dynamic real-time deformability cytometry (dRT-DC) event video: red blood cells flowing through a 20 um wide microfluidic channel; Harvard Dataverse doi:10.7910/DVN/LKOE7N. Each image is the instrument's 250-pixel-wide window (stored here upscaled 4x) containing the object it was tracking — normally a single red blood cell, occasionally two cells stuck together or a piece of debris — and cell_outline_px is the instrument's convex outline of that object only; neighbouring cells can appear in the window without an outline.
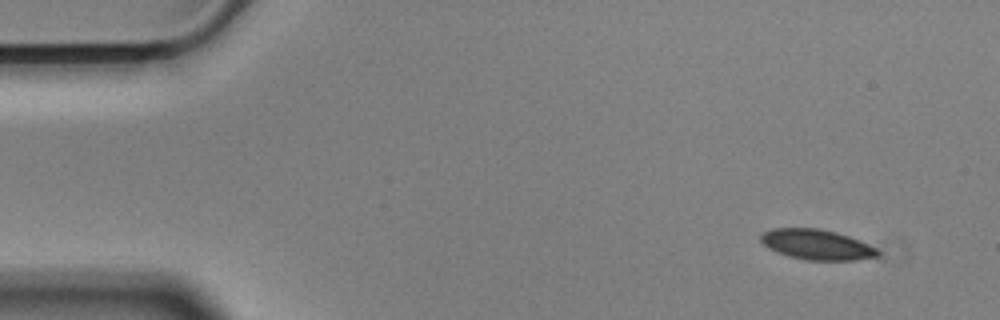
{"species": "Egyptian fruit bat (a non-hibernating species)", "species_latin": "Rousettus aegyptiacus", "temperature_condition": "cold", "stored_images_in_passage": 53, "camera_frame_rate_fps": 3000, "um_per_image_px": 0.085, "animal": {"sex": "male"}, "frame": {"image": 1, "passage_image": 1, "time_ms": 0.0, "image_size_px": [1000, 320], "cell_outline_px": [[880, 252], [876, 256], [856, 260], [804, 260], [788, 256], [776, 252], [768, 248], [760, 240], [760, 232], [772, 228], [820, 228], [836, 232], [860, 240], [876, 248]], "centroid_in_image_um": [69.37, 20.78], "position_along_channel_um": 15.6, "area_um2": 20.75}}
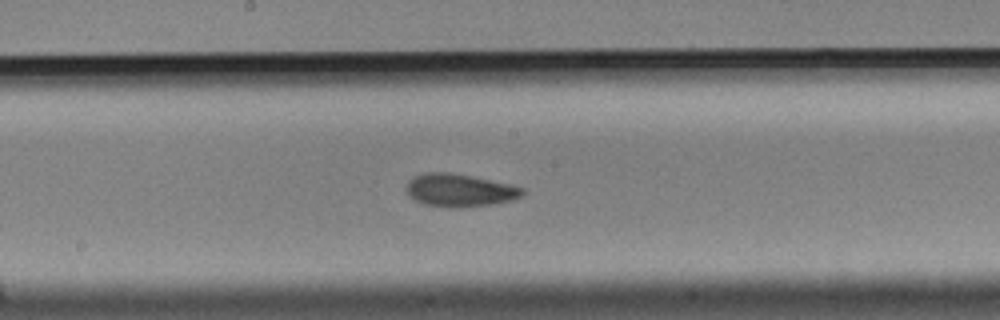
{"frame": {"image": 2, "passage_image": 26, "time_ms": 8.333, "image_size_px": [1000, 320], "cell_outline_px": [[524, 196], [512, 200], [492, 204], [456, 208], [424, 204], [416, 200], [408, 192], [408, 180], [412, 176], [424, 172], [448, 172], [472, 176], [508, 184], [524, 188]], "centroid_in_image_um": [39.09, 16.16], "position_along_channel_um": 209.1, "area_um2": 22.02}}
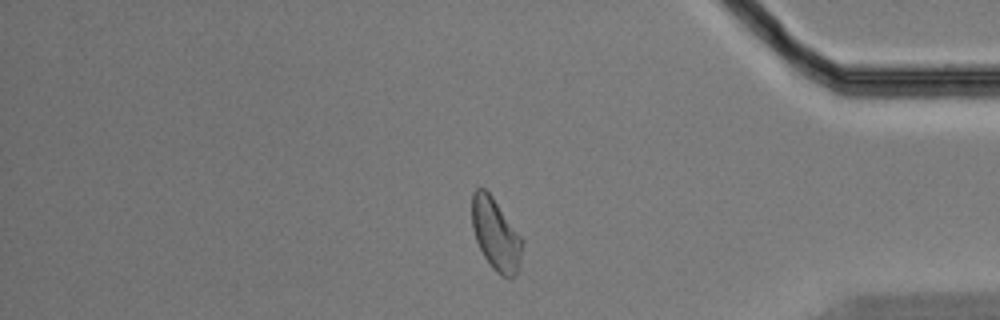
{"frame": {"image": 3, "passage_image": 44, "time_ms": 14.333, "image_size_px": [1000, 320], "cell_outline_px": [[524, 244], [520, 264], [516, 276], [512, 280], [500, 276], [492, 268], [484, 256], [476, 240], [472, 228], [472, 192], [476, 188], [484, 188], [492, 196], [524, 240]], "centroid_in_image_um": [42.17, 19.97], "position_along_channel_um": 393.0, "area_um2": 21.39}, "authors_computed_cell_mechanics": {"area_um2": 21.4438, "velocity_mm_per_s": 3.5046, "shape_relaxation_time_tau1_ms": 3.5331, "shape_relaxation_time_tau2_ms": 5.1996, "deformation_change_tau1": 0.0892, "deformation_change_tau2": 0.0945}}